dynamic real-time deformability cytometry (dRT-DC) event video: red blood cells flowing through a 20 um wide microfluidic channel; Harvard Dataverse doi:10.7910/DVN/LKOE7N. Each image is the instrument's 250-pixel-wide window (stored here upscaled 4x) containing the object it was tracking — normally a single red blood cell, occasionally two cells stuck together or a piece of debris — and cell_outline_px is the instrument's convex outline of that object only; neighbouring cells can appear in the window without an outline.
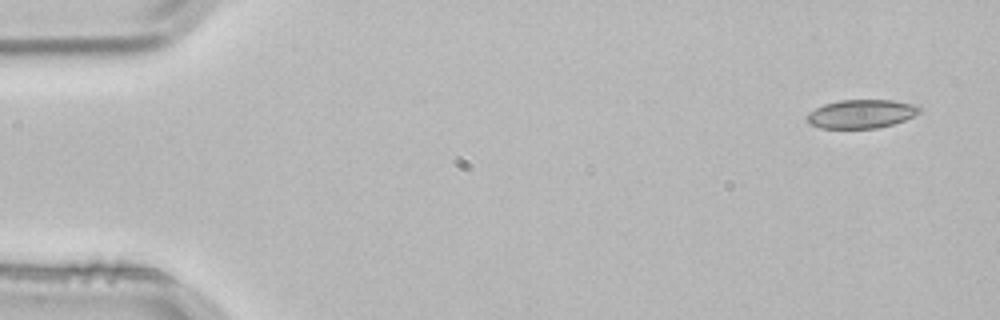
{"species": "common noctule bat (a hibernating species)", "species_latin": "Nyctalus noctula", "temperature_condition": "room temperature", "stored_images_in_passage": 3, "camera_frame_rate_fps": 3000, "um_per_image_px": 0.085, "animal": {"sex": "male", "body_mass_g": 21.5, "forearm_length_mm": 52.0}, "frame": {"image": 1, "passage_image": 1, "time_ms": 0.0, "image_size_px": [1000, 320], "cell_outline_px": [[920, 112], [904, 120], [892, 124], [876, 128], [820, 128], [808, 124], [804, 116], [808, 112], [824, 104], [840, 100], [892, 100], [920, 104]], "centroid_in_image_um": [73.18, 9.67], "position_along_channel_um": 11.8, "area_um2": 18.96}}
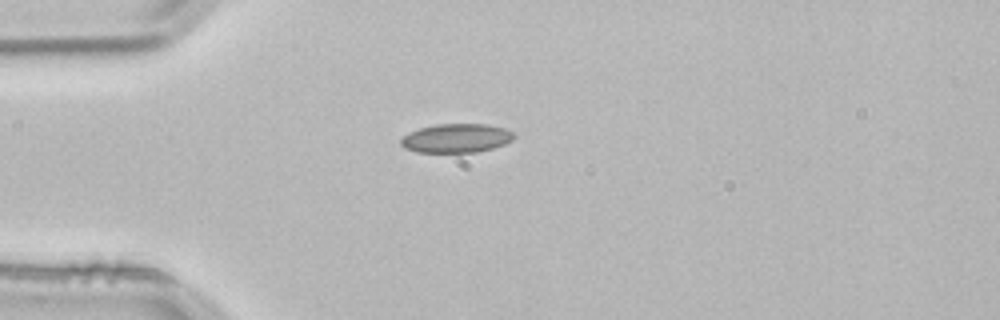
{"frame": {"image": 2, "passage_image": 3, "time_ms": 0.667, "image_size_px": [1000, 320], "cell_outline_px": [[516, 136], [512, 140], [504, 144], [492, 148], [476, 152], [416, 152], [404, 148], [400, 144], [400, 140], [408, 132], [420, 128], [436, 124], [484, 124], [504, 128], [512, 132]], "centroid_in_image_um": [38.76, 11.74], "position_along_channel_um": 46.2, "area_um2": 19.02}}